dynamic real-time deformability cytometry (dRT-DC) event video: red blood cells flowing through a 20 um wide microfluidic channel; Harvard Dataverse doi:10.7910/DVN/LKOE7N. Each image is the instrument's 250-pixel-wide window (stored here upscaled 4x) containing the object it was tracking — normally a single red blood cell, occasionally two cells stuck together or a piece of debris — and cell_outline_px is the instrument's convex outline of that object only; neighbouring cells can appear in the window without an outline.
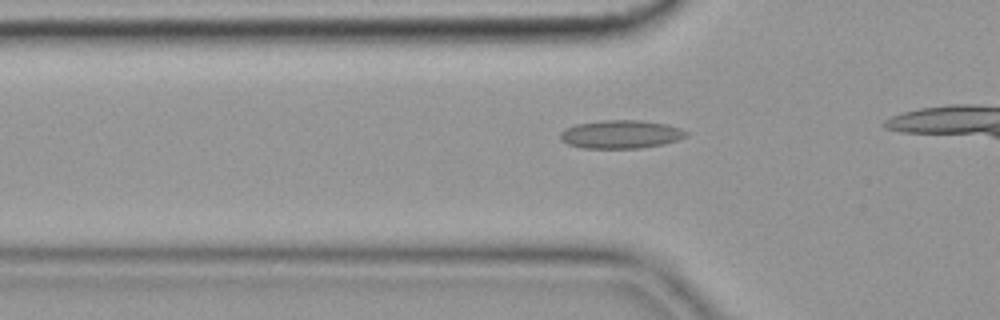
{"species": "common noctule bat (a hibernating species)", "species_latin": "Nyctalus noctula", "temperature_condition": "cold", "stored_images_in_passage": 17, "camera_frame_rate_fps": 3000, "um_per_image_px": 0.085, "animal": {"sex": "female", "body_mass_g": 19.9}, "frame": {"image": 1, "passage_image": 8, "time_ms": 2.333, "image_size_px": [1000, 320], "cell_outline_px": [[688, 136], [664, 144], [640, 148], [584, 148], [568, 144], [560, 140], [560, 132], [564, 128], [576, 124], [604, 120], [640, 120], [668, 124], [680, 128], [688, 132]], "centroid_in_image_um": [52.77, 11.41], "position_along_channel_um": 73.0, "area_um2": 20.87}}
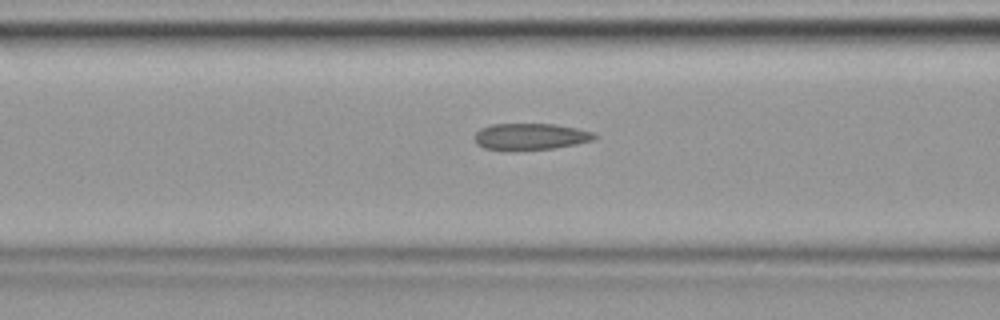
{"frame": {"image": 2, "passage_image": 12, "time_ms": 3.667, "image_size_px": [1000, 320], "cell_outline_px": [[600, 136], [592, 140], [576, 144], [552, 148], [512, 152], [508, 152], [484, 148], [476, 144], [472, 136], [480, 128], [492, 124], [556, 124], [576, 128], [592, 132]], "centroid_in_image_um": [45.02, 11.63], "position_along_channel_um": 121.6, "area_um2": 19.07}}